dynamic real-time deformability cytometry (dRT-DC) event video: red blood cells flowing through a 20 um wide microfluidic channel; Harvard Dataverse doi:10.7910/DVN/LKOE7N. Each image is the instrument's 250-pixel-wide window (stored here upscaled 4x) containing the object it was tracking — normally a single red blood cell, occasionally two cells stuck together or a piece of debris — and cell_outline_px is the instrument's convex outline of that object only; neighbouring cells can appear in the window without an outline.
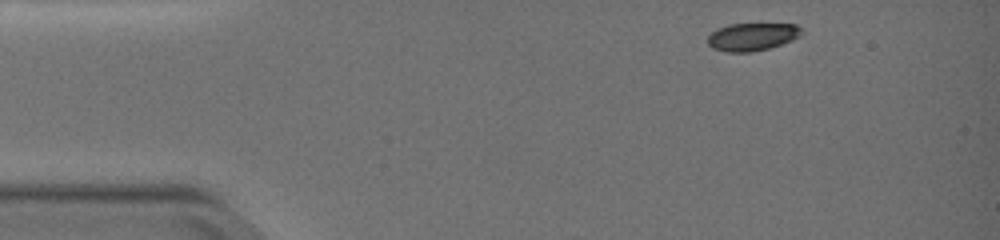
{"species": "common noctule bat (a hibernating species)", "species_latin": "Nyctalus noctula", "temperature_condition": "warm", "stored_images_in_passage": 41, "camera_frame_rate_fps": 3000, "um_per_image_px": 0.085, "animal": {"sex": "female", "body_mass_g": 19.0, "forearm_length_mm": 51.5}, "frame": {"image": 1, "passage_image": 1, "time_ms": 0.0, "image_size_px": [1000, 240], "cell_outline_px": [[804, 32], [800, 36], [792, 40], [768, 48], [752, 52], [724, 52], [712, 48], [708, 44], [708, 36], [712, 32], [728, 24], [796, 24]], "centroid_in_image_um": [63.93, 3.13], "position_along_channel_um": 21.1, "area_um2": 15.14}}
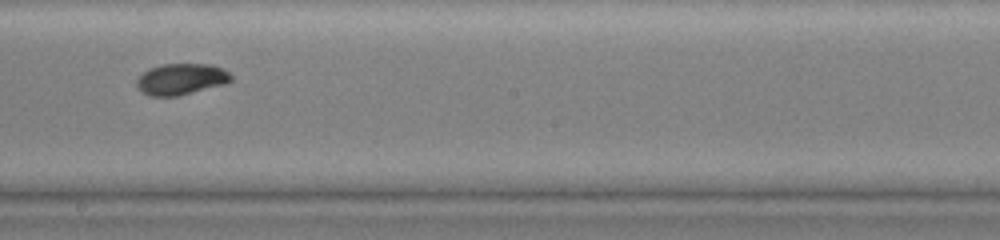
{"frame": {"image": 2, "passage_image": 24, "time_ms": 7.667, "image_size_px": [1000, 240], "cell_outline_px": [[232, 80], [224, 84], [176, 96], [148, 96], [140, 92], [136, 84], [136, 80], [144, 72], [152, 68], [164, 64], [212, 64], [228, 72], [232, 76]], "centroid_in_image_um": [15.37, 6.73], "position_along_channel_um": 232.8, "area_um2": 16.99}}
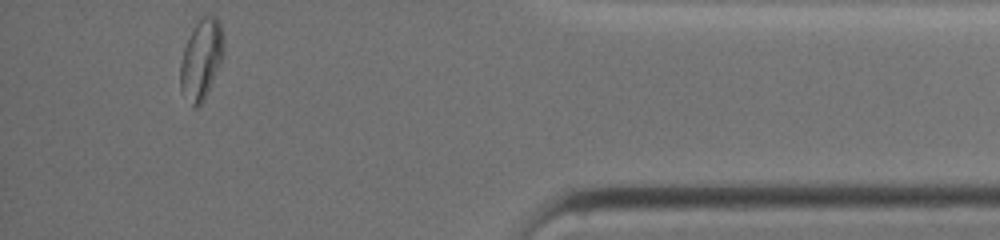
{"frame": {"image": 3, "passage_image": 41, "time_ms": 13.333, "image_size_px": [1000, 240], "cell_outline_px": [[224, 56], [208, 92], [204, 100], [196, 108], [192, 108], [180, 88], [180, 60], [184, 48], [196, 16], [216, 16], [220, 20], [224, 40]], "centroid_in_image_um": [17.11, 4.99], "position_along_channel_um": 418.1, "area_um2": 20.92}, "authors_computed_cell_mechanics": {"area_um2": 17.2244, "velocity_mm_per_s": 3.831, "shape_relaxation_time_tau1_ms": 4.2691, "shape_relaxation_time_tau2_ms": 1.8269, "deformation_change_tau1": 0.1734, "deformation_change_tau2": 0.0199}}